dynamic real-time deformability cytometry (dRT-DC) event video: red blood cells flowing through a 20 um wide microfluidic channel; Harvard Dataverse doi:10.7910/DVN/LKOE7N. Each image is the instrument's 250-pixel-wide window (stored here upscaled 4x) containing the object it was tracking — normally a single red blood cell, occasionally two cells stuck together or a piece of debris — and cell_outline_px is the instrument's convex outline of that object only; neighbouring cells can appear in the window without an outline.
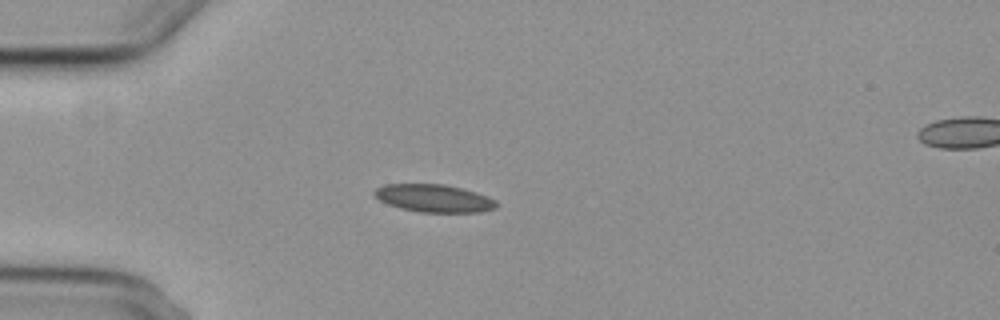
{"species": "common noctule bat (a hibernating species)", "species_latin": "Nyctalus noctula", "temperature_condition": "cold", "stored_images_in_passage": 55, "camera_frame_rate_fps": 3000, "um_per_image_px": 0.085, "animal": {"sex": "female", "body_mass_g": 29.2, "forearm_length_mm": 56.3}, "frame": {"image": 1, "passage_image": 15, "time_ms": 4.667, "image_size_px": [1000, 320], "cell_outline_px": [[500, 204], [496, 208], [480, 212], [420, 212], [400, 208], [388, 204], [380, 200], [372, 192], [376, 188], [384, 184], [444, 184], [476, 192], [488, 196], [496, 200]], "centroid_in_image_um": [36.91, 16.85], "position_along_channel_um": 48.1, "area_um2": 19.77}}
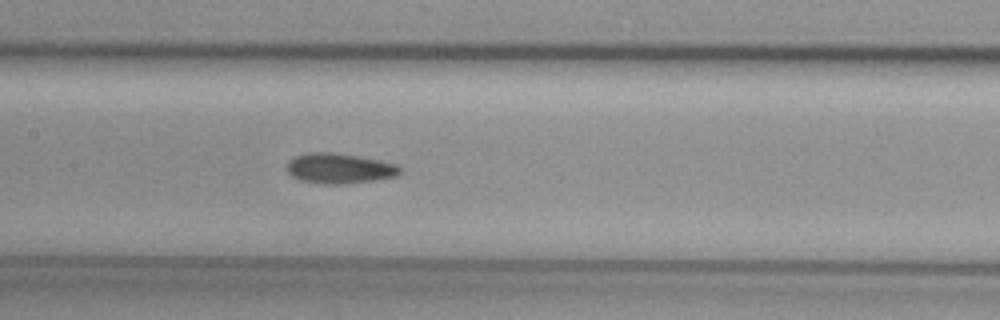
{"frame": {"image": 2, "passage_image": 27, "time_ms": 8.667, "image_size_px": [1000, 320], "cell_outline_px": [[404, 168], [396, 176], [372, 180], [344, 184], [324, 184], [300, 180], [292, 176], [284, 168], [288, 160], [296, 156], [308, 152], [332, 152], [380, 160], [396, 164]], "centroid_in_image_um": [28.82, 14.31], "position_along_channel_um": 178.6, "area_um2": 20.0}}
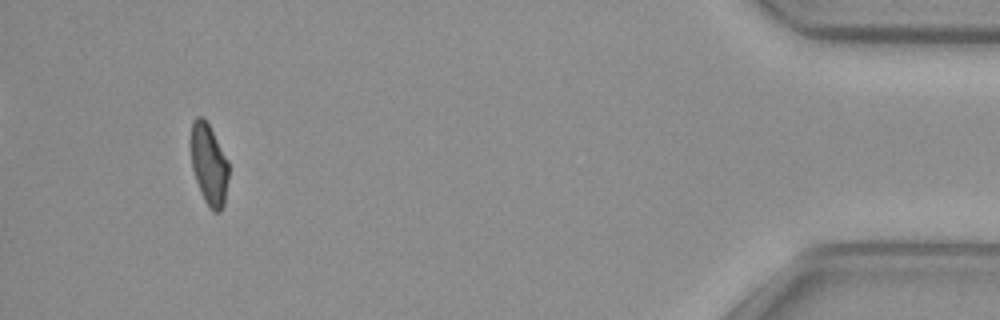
{"frame": {"image": 3, "passage_image": 52, "time_ms": 17.0, "image_size_px": [1000, 320], "cell_outline_px": [[228, 176], [224, 204], [220, 212], [212, 212], [208, 208], [200, 192], [192, 168], [192, 120], [196, 116], [200, 116], [208, 124], [228, 160]], "centroid_in_image_um": [17.77, 14.04], "position_along_channel_um": 417.4, "area_um2": 17.57}, "authors_computed_cell_mechanics": {"area_um2": 19.2474, "velocity_mm_per_s": 3.7135, "shape_relaxation_time_tau1_ms": null, "shape_relaxation_time_tau2_ms": 9.9221, "deformation_change_tau1": null, "deformation_change_tau2": 0.1449}}